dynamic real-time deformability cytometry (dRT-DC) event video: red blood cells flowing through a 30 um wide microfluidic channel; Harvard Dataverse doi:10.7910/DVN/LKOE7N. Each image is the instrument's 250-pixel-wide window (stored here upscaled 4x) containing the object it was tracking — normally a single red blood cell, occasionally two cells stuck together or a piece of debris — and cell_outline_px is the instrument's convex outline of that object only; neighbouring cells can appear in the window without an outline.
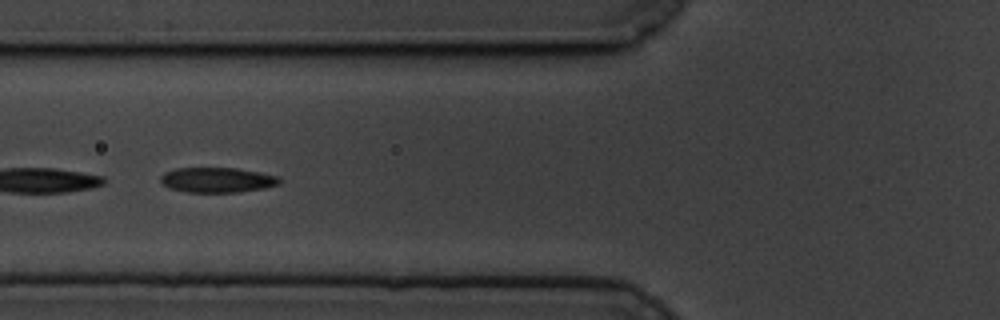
{"species": "common noctule bat (a hibernating species)", "species_latin": "Nyctalus noctula", "temperature_condition": "cold", "stored_images_in_passage": 27, "segment_of_instrument_passage": [2, 2], "camera_frame_rate_fps": 3000, "um_per_image_px": 0.085, "animal": {"sex": "male", "body_mass_g": 19.5, "forearm_length_mm": 54.6}, "frame": {"image": 1, "passage_image": 23, "time_ms": 7.333, "image_size_px": [1000, 320], "cell_outline_px": [[280, 184], [264, 188], [236, 192], [188, 192], [168, 188], [160, 180], [160, 176], [164, 172], [176, 168], [236, 168], [260, 172], [276, 176], [280, 180]], "centroid_in_image_um": [18.43, 15.29], "position_along_channel_um": 107.4, "area_um2": 17.28}}